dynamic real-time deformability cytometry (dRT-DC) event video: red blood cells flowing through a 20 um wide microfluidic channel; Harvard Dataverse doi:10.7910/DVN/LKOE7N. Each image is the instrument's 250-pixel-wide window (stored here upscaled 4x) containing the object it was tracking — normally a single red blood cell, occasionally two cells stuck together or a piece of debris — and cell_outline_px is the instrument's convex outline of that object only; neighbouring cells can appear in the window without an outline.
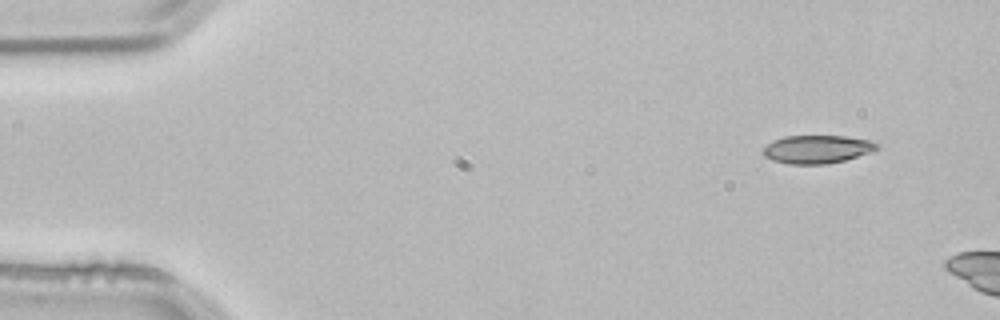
{"species": "common noctule bat (a hibernating species)", "species_latin": "Nyctalus noctula", "temperature_condition": "room temperature", "stored_images_in_passage": 4, "camera_frame_rate_fps": 3000, "um_per_image_px": 0.085, "animal": {"sex": "male", "body_mass_g": 21.5, "forearm_length_mm": 52.0}, "frame": {"image": 1, "passage_image": 1, "time_ms": 0.0, "image_size_px": [1000, 320], "cell_outline_px": [[880, 148], [872, 152], [844, 160], [828, 164], [788, 164], [772, 160], [764, 156], [764, 148], [772, 140], [784, 136], [844, 136], [872, 140], [880, 144]], "centroid_in_image_um": [69.5, 12.68], "position_along_channel_um": 15.5, "area_um2": 18.84}}